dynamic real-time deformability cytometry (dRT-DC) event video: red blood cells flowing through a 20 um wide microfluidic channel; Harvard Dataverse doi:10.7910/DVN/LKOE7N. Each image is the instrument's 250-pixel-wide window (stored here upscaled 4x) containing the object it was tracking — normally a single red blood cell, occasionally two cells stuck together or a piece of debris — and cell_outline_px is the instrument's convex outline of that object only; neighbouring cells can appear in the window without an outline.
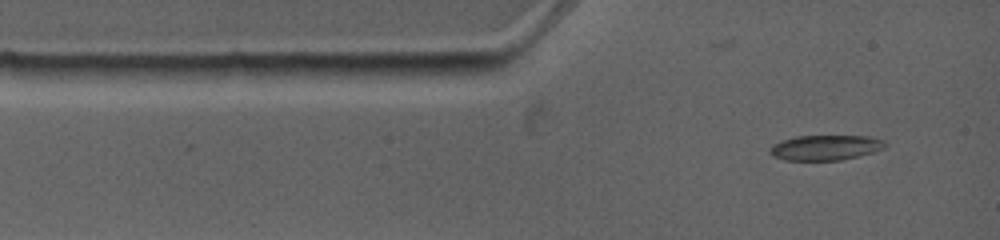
{"species": "common noctule bat (a hibernating species)", "species_latin": "Nyctalus noctula", "temperature_condition": "warm", "stored_images_in_passage": 3, "camera_frame_rate_fps": 4500, "um_per_image_px": 0.085, "animal": {"sex": "female", "body_mass_g": 19.0, "forearm_length_mm": 53.3}, "frame": {"image": 1, "passage_image": 1, "time_ms": 0.0, "image_size_px": [1000, 240], "cell_outline_px": [[884, 148], [872, 152], [840, 160], [784, 160], [772, 156], [768, 152], [772, 144], [780, 140], [796, 136], [868, 136], [880, 140], [884, 144]], "centroid_in_image_um": [70.05, 12.54], "position_along_channel_um": 15.0, "area_um2": 16.7}}
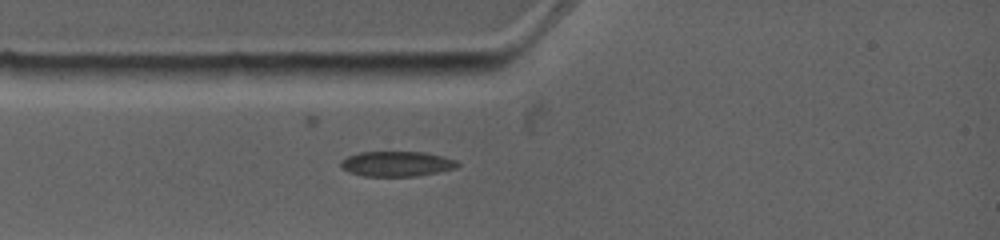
{"frame": {"image": 2, "passage_image": 3, "time_ms": 1.556, "image_size_px": [1000, 240], "cell_outline_px": [[460, 164], [456, 168], [416, 176], [364, 176], [348, 172], [340, 168], [340, 160], [348, 156], [360, 152], [424, 152], [456, 160]], "centroid_in_image_um": [33.67, 13.93], "position_along_channel_um": 51.3, "area_um2": 17.05}}